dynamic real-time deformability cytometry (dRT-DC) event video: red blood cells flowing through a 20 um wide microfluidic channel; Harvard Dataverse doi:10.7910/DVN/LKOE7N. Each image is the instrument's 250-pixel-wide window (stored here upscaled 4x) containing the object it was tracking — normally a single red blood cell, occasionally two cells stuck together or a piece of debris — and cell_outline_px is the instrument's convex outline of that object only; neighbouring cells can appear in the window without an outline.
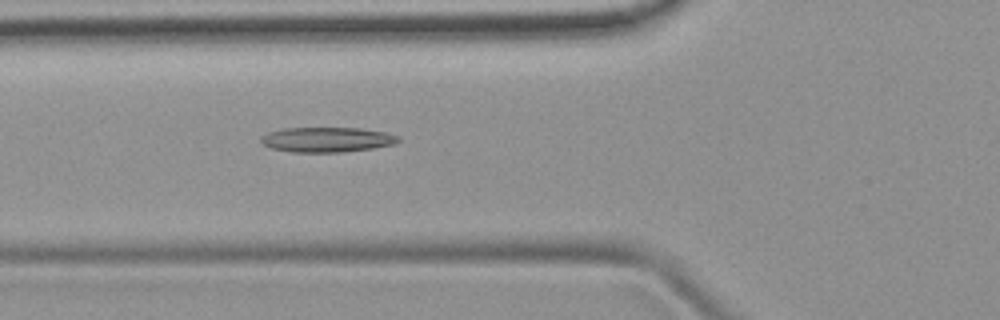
{"species": "common noctule bat (a hibernating species)", "species_latin": "Nyctalus noctula", "temperature_condition": "room temperature", "stored_images_in_passage": 31, "camera_frame_rate_fps": 3000, "um_per_image_px": 0.085, "animal": {"sex": "female", "body_mass_g": 19.9}, "frame": {"image": 1, "passage_image": 5, "time_ms": 1.333, "image_size_px": [1000, 320], "cell_outline_px": [[400, 140], [392, 144], [372, 148], [344, 152], [292, 152], [272, 148], [260, 144], [260, 136], [268, 132], [284, 128], [360, 128], [384, 132], [400, 136]], "centroid_in_image_um": [27.74, 11.86], "position_along_channel_um": 98.1, "area_um2": 20.0}}